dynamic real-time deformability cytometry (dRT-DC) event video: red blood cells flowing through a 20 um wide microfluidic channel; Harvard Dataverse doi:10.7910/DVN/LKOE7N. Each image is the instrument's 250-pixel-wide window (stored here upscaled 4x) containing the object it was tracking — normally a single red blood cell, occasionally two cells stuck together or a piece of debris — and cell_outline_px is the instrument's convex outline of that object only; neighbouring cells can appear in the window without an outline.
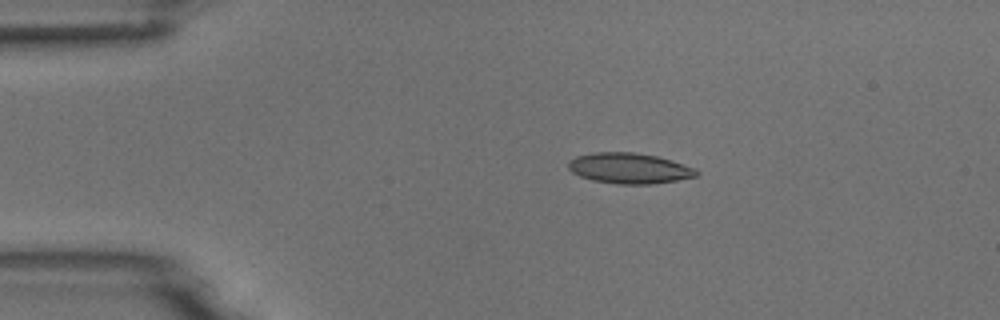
{"species": "common noctule bat (a hibernating species)", "species_latin": "Nyctalus noctula", "temperature_condition": "room temperature", "stored_images_in_passage": 4, "camera_frame_rate_fps": 3000, "um_per_image_px": 0.085, "animal": {"sex": "male", "body_mass_g": 18.8}, "frame": {"image": 1, "passage_image": 1, "time_ms": 0.0, "image_size_px": [1000, 320], "cell_outline_px": [[700, 172], [696, 176], [676, 180], [652, 184], [616, 184], [592, 180], [580, 176], [572, 172], [568, 168], [568, 160], [576, 156], [596, 152], [636, 152], [656, 156], [672, 160], [696, 168]], "centroid_in_image_um": [53.49, 14.3], "position_along_channel_um": 31.5, "area_um2": 22.95}}
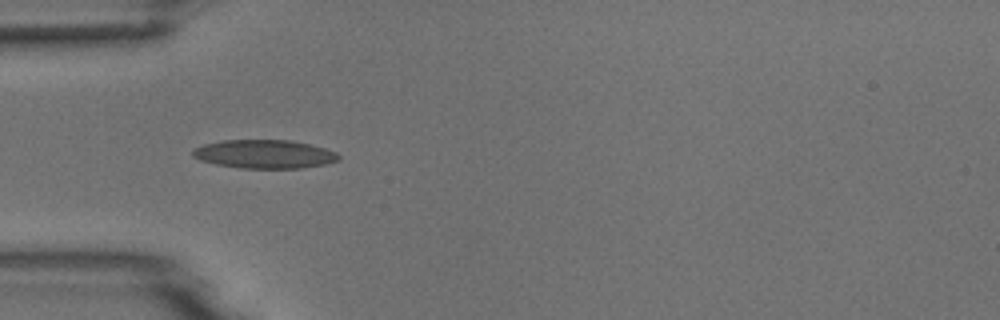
{"frame": {"image": 2, "passage_image": 2, "time_ms": 2.0, "image_size_px": [1000, 320], "cell_outline_px": [[340, 160], [324, 164], [300, 168], [240, 168], [216, 164], [200, 160], [192, 156], [192, 152], [196, 148], [204, 144], [224, 140], [292, 140], [324, 148], [336, 152], [340, 156]], "centroid_in_image_um": [22.48, 13.1], "position_along_channel_um": 62.5, "area_um2": 24.16}}